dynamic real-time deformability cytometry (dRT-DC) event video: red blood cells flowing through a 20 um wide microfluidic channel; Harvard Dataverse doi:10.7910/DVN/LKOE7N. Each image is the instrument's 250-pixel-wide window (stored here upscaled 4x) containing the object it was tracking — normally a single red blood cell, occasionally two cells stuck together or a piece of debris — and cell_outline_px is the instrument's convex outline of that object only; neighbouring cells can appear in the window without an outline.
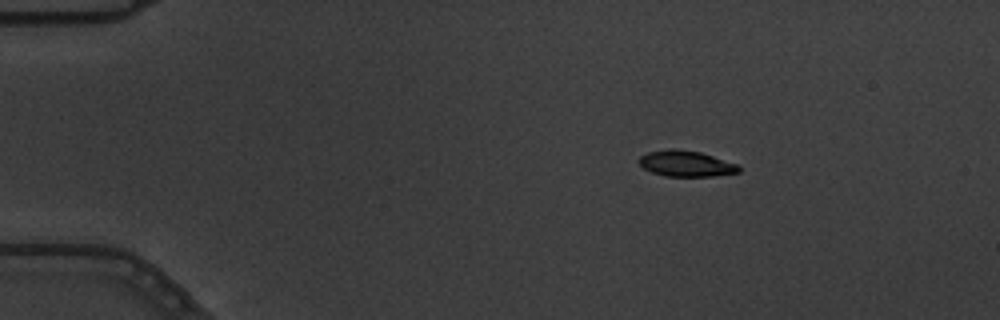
{"species": "common noctule bat (a hibernating species)", "species_latin": "Nyctalus noctula", "temperature_condition": "warm", "stored_images_in_passage": 7, "camera_frame_rate_fps": 3000, "um_per_image_px": 0.085, "animal": {"sex": "male", "body_mass_g": 19.5, "forearm_length_mm": 54.6}, "frame": {"image": 1, "passage_image": 2, "time_ms": 0.333, "image_size_px": [1000, 320], "cell_outline_px": [[740, 172], [712, 176], [664, 176], [652, 172], [644, 168], [636, 160], [640, 156], [648, 152], [668, 148], [676, 148], [700, 152], [740, 164]], "centroid_in_image_um": [58.31, 13.89], "position_along_channel_um": 26.7, "area_um2": 15.26}}
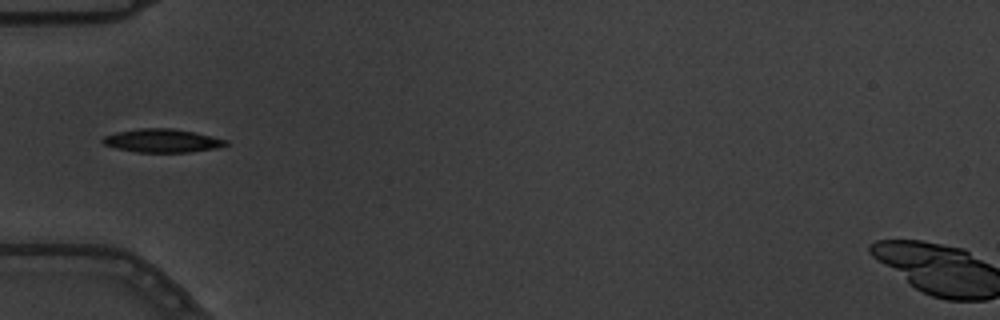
{"frame": {"image": 2, "passage_image": 5, "time_ms": 1.333, "image_size_px": [1000, 320], "cell_outline_px": [[228, 144], [216, 148], [188, 152], [136, 152], [116, 148], [104, 144], [100, 140], [104, 136], [116, 132], [140, 128], [172, 128], [196, 132], [228, 140]], "centroid_in_image_um": [13.78, 11.95], "position_along_channel_um": 71.2, "area_um2": 16.82}}